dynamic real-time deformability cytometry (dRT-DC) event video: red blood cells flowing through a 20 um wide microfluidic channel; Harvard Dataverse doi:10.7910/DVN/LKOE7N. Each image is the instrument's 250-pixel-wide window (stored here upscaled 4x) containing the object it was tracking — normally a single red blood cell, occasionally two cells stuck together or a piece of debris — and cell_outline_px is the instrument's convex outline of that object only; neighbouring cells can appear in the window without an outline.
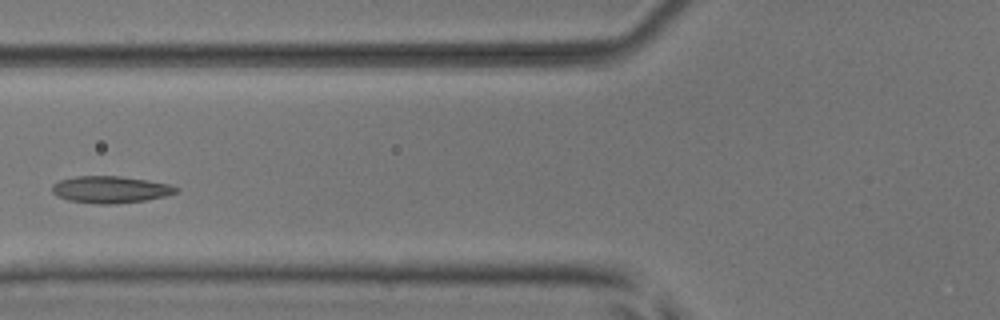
{"species": "common noctule bat (a hibernating species)", "species_latin": "Nyctalus noctula", "temperature_condition": "room temperature", "stored_images_in_passage": 6, "camera_frame_rate_fps": 3000, "um_per_image_px": 0.085, "animal": {"sex": "male", "body_mass_g": 17.9, "forearm_length_mm": 54.2}, "frame": {"image": 1, "passage_image": 5, "time_ms": 4.667, "image_size_px": [1000, 320], "cell_outline_px": [[180, 188], [176, 192], [164, 196], [144, 200], [116, 204], [96, 204], [68, 200], [56, 196], [52, 192], [52, 184], [60, 180], [76, 176], [120, 176], [148, 180], [168, 184]], "centroid_in_image_um": [9.35, 16.11], "position_along_channel_um": 116.4, "area_um2": 19.42}}
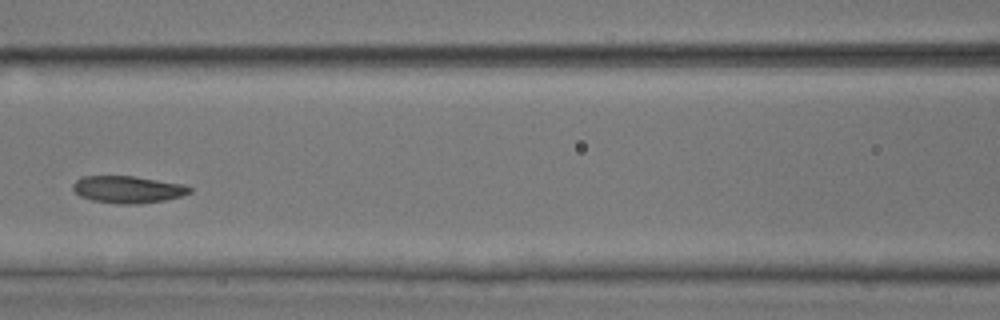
{"frame": {"image": 2, "passage_image": 6, "time_ms": 5.667, "image_size_px": [1000, 320], "cell_outline_px": [[192, 192], [180, 196], [164, 200], [140, 204], [120, 204], [92, 200], [80, 196], [72, 188], [72, 184], [76, 180], [84, 176], [136, 176], [184, 184], [192, 188]], "centroid_in_image_um": [10.88, 16.1], "position_along_channel_um": 155.7, "area_um2": 18.5}}